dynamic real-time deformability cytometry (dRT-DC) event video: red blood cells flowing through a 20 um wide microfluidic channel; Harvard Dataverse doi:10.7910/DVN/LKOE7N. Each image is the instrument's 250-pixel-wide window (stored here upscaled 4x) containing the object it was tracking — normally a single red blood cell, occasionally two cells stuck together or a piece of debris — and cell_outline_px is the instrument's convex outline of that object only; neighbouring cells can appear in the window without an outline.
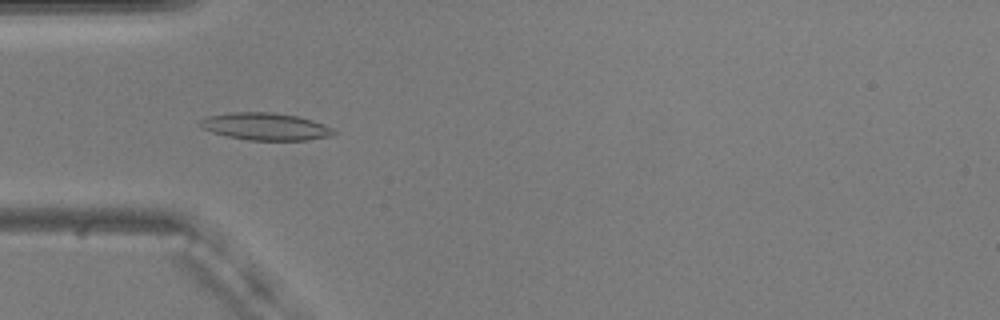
{"species": "common noctule bat (a hibernating species)", "species_latin": "Nyctalus noctula", "temperature_condition": "warm", "stored_images_in_passage": 55, "camera_frame_rate_fps": 3000, "um_per_image_px": 0.085, "animal": {"sex": "male", "body_mass_g": 20.5, "forearm_length_mm": 52.5}, "frame": {"image": 1, "passage_image": 17, "time_ms": 5.333, "image_size_px": [1000, 320], "cell_outline_px": [[336, 132], [332, 136], [308, 140], [248, 140], [228, 136], [212, 132], [204, 128], [200, 124], [200, 120], [208, 116], [232, 112], [272, 112], [296, 116], [312, 120], [324, 124], [332, 128]], "centroid_in_image_um": [22.6, 10.75], "position_along_channel_um": 62.4, "area_um2": 21.1}}
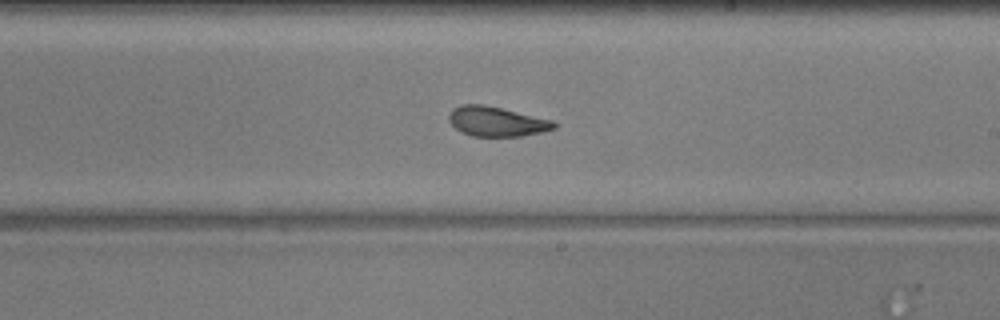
{"frame": {"image": 2, "passage_image": 32, "time_ms": 10.333, "image_size_px": [1000, 320], "cell_outline_px": [[556, 128], [544, 132], [520, 136], [472, 136], [456, 128], [448, 120], [448, 116], [452, 108], [460, 104], [484, 104], [552, 120], [556, 124]], "centroid_in_image_um": [42.2, 10.32], "position_along_channel_um": 246.8, "area_um2": 18.15}}
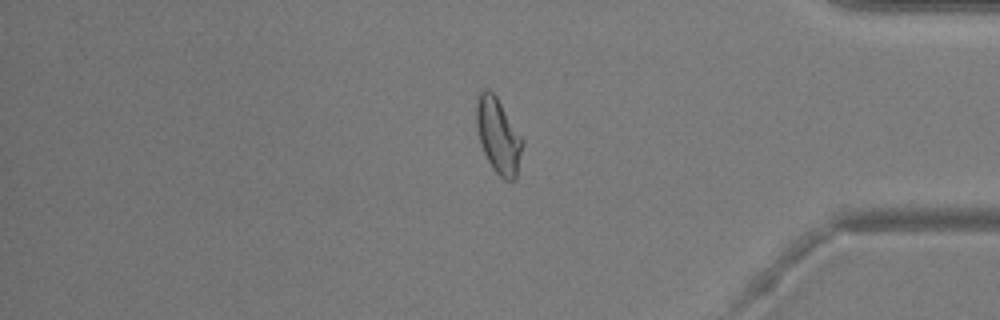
{"frame": {"image": 3, "passage_image": 46, "time_ms": 15.0, "image_size_px": [1000, 320], "cell_outline_px": [[524, 144], [516, 180], [504, 180], [492, 168], [484, 152], [480, 140], [476, 124], [476, 100], [480, 92], [484, 88], [488, 88], [496, 96], [524, 140]], "centroid_in_image_um": [42.37, 11.55], "position_along_channel_um": 392.8, "area_um2": 20.23}, "authors_computed_cell_mechanics": {"area_um2": 19.941, "velocity_mm_per_s": 3.691, "shape_relaxation_time_tau1_ms": 7.2198, "shape_relaxation_time_tau2_ms": 1.4194, "deformation_change_tau1": 0.1688, "deformation_change_tau2": 0.0853}}